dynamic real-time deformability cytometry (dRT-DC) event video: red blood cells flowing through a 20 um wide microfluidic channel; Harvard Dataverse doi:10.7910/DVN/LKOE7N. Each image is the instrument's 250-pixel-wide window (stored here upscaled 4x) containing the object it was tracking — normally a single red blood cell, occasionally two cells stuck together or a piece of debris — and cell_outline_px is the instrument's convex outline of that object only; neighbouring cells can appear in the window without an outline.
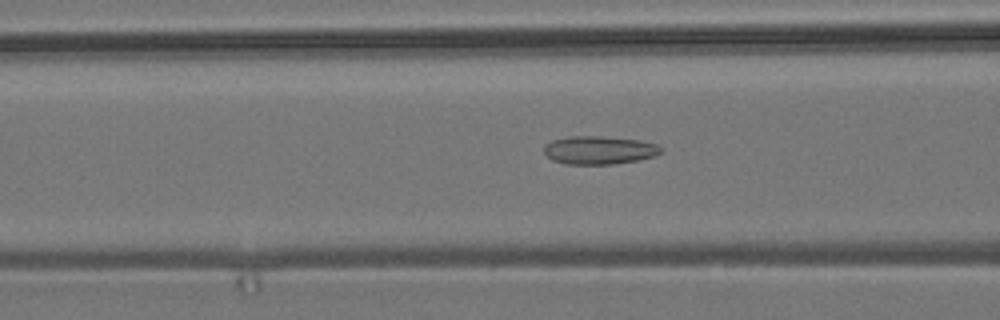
{"species": "common noctule bat (a hibernating species)", "species_latin": "Nyctalus noctula", "temperature_condition": "room temperature", "stored_images_in_passage": 56, "camera_frame_rate_fps": 3000, "um_per_image_px": 0.085, "animal": {"sex": "male", "body_mass_g": 19.2, "forearm_length_mm": 51.8}, "frame": {"image": 1, "passage_image": 22, "time_ms": 7.0, "image_size_px": [1000, 320], "cell_outline_px": [[664, 148], [660, 152], [652, 156], [636, 160], [612, 164], [568, 164], [552, 160], [544, 152], [544, 144], [552, 140], [568, 136], [600, 136], [640, 140], [656, 144]], "centroid_in_image_um": [50.9, 12.75], "position_along_channel_um": 115.7, "area_um2": 19.13}}
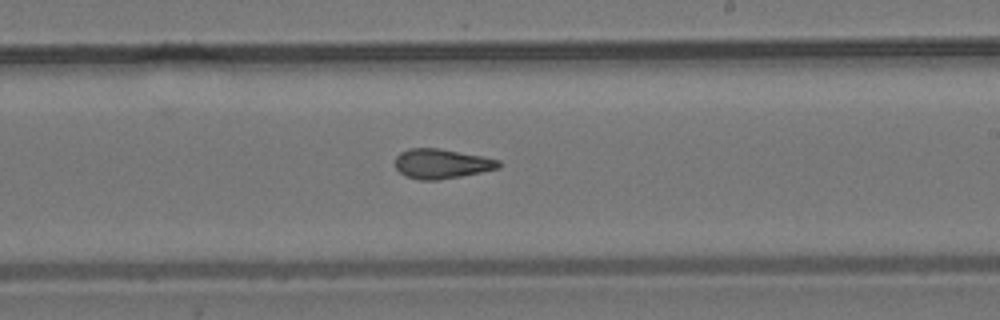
{"frame": {"image": 2, "passage_image": 33, "time_ms": 10.667, "image_size_px": [1000, 320], "cell_outline_px": [[500, 168], [440, 180], [420, 180], [404, 176], [396, 168], [396, 156], [400, 152], [408, 148], [440, 148], [484, 156], [500, 160]], "centroid_in_image_um": [37.53, 13.91], "position_along_channel_um": 251.5, "area_um2": 18.03}}
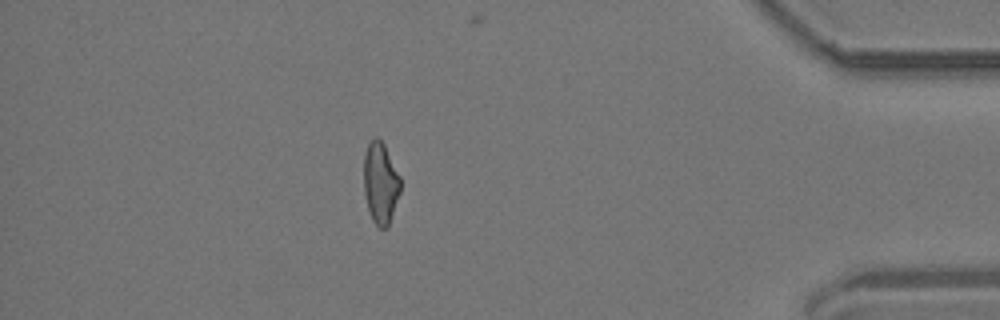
{"frame": {"image": 3, "passage_image": 49, "time_ms": 16.0, "image_size_px": [1000, 320], "cell_outline_px": [[400, 192], [388, 228], [380, 228], [372, 220], [368, 208], [364, 192], [364, 156], [368, 144], [376, 136], [384, 144], [400, 176]], "centroid_in_image_um": [32.35, 15.57], "position_along_channel_um": 402.9, "area_um2": 17.28}, "authors_computed_cell_mechanics": {"area_um2": 18.3804, "velocity_mm_per_s": 3.6978, "shape_relaxation_time_tau1_ms": null, "shape_relaxation_time_tau2_ms": 2.6905, "deformation_change_tau1": null, "deformation_change_tau2": 0.1106}}